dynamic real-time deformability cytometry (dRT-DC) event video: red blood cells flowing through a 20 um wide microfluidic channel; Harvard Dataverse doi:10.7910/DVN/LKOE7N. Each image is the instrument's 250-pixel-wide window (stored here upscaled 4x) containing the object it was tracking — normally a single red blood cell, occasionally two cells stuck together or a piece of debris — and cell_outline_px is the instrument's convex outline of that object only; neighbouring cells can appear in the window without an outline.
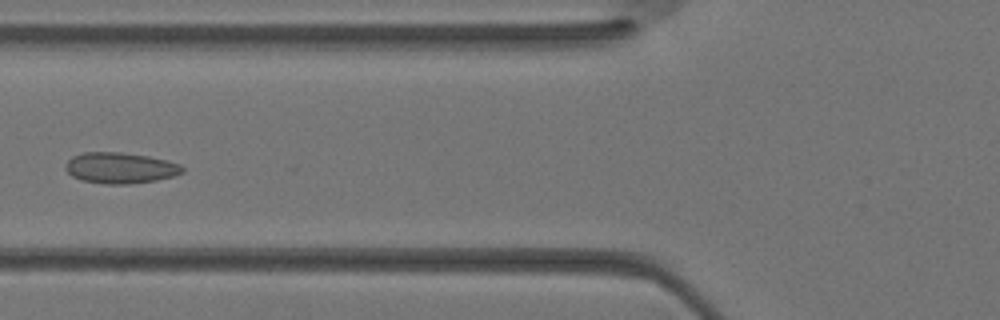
{"species": "Egyptian fruit bat (a non-hibernating species)", "species_latin": "Rousettus aegyptiacus", "temperature_condition": "warm", "stored_images_in_passage": 22, "camera_frame_rate_fps": 3000, "um_per_image_px": 0.085, "animal": {"sex": "female"}, "frame": {"image": 1, "passage_image": 14, "time_ms": 4.333, "image_size_px": [1000, 320], "cell_outline_px": [[184, 172], [172, 176], [156, 180], [128, 184], [104, 184], [80, 180], [72, 176], [64, 168], [64, 164], [72, 156], [84, 152], [120, 152], [148, 156], [180, 164], [184, 168]], "centroid_in_image_um": [10.18, 14.27], "position_along_channel_um": 115.6, "area_um2": 21.1}}
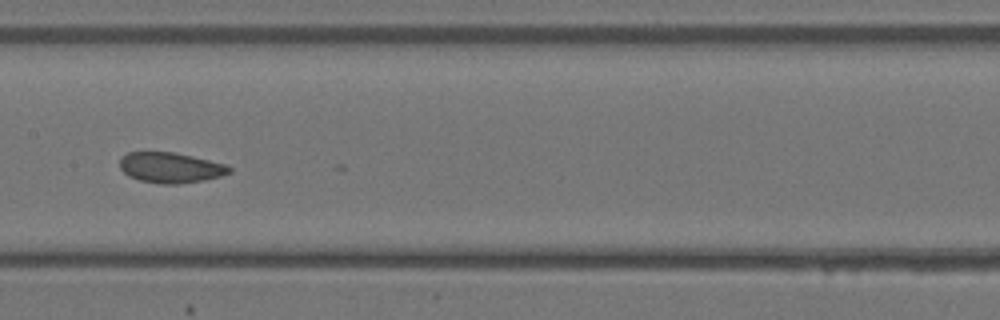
{"frame": {"image": 2, "passage_image": 18, "time_ms": 5.667, "image_size_px": [1000, 320], "cell_outline_px": [[232, 172], [220, 176], [204, 180], [176, 184], [160, 184], [140, 180], [128, 176], [120, 168], [120, 156], [128, 152], [172, 152], [192, 156], [228, 164], [232, 168]], "centroid_in_image_um": [14.5, 14.24], "position_along_channel_um": 192.9, "area_um2": 19.54}}
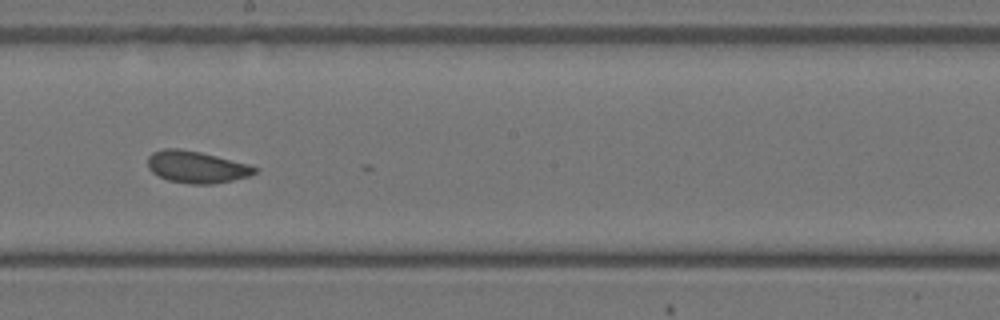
{"frame": {"image": 3, "passage_image": 20, "time_ms": 6.333, "image_size_px": [1000, 320], "cell_outline_px": [[260, 168], [256, 172], [248, 176], [232, 180], [212, 184], [192, 184], [168, 180], [152, 172], [148, 168], [148, 156], [152, 152], [164, 148], [180, 148], [200, 152], [248, 164]], "centroid_in_image_um": [16.69, 14.18], "position_along_channel_um": 231.5, "area_um2": 19.83}}